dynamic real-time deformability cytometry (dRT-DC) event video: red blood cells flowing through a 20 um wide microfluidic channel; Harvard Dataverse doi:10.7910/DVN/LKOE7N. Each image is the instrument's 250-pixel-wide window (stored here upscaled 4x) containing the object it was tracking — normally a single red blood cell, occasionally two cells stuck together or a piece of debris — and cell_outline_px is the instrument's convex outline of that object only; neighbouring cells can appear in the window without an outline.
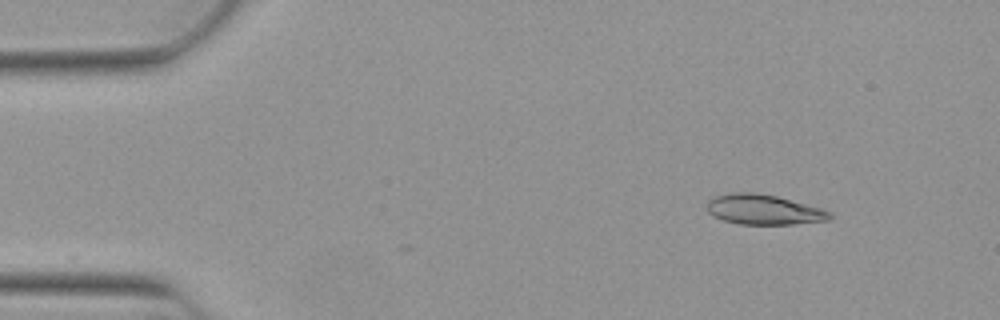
{"species": "Egyptian fruit bat (a non-hibernating species)", "species_latin": "Rousettus aegyptiacus", "temperature_condition": "warm", "stored_images_in_passage": 52, "camera_frame_rate_fps": 3000, "um_per_image_px": 0.085, "animal": {"sex": "female"}, "frame": {"image": 1, "passage_image": 6, "time_ms": 1.667, "image_size_px": [1000, 320], "cell_outline_px": [[832, 216], [828, 220], [792, 224], [736, 224], [712, 216], [708, 212], [708, 200], [712, 196], [732, 192], [756, 192], [776, 196], [820, 208], [832, 212]], "centroid_in_image_um": [64.87, 17.81], "position_along_channel_um": 20.1, "area_um2": 21.5}}
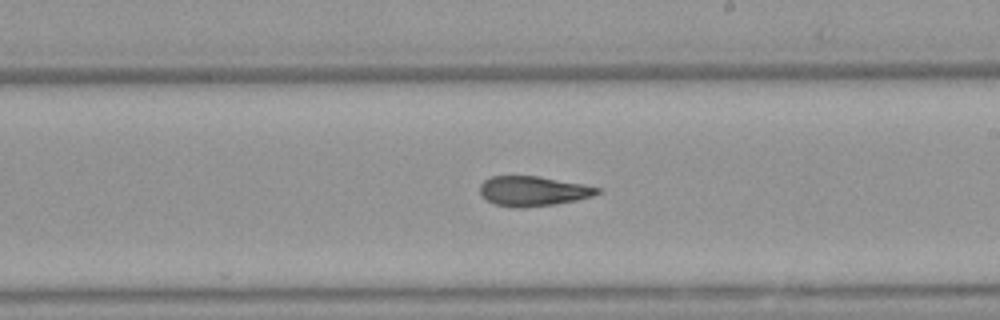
{"frame": {"image": 2, "passage_image": 30, "time_ms": 9.667, "image_size_px": [1000, 320], "cell_outline_px": [[600, 192], [592, 196], [576, 200], [556, 204], [516, 208], [496, 204], [488, 200], [480, 192], [480, 184], [484, 180], [492, 176], [540, 176], [584, 184], [600, 188]], "centroid_in_image_um": [45.33, 16.23], "position_along_channel_um": 243.7, "area_um2": 20.29}}
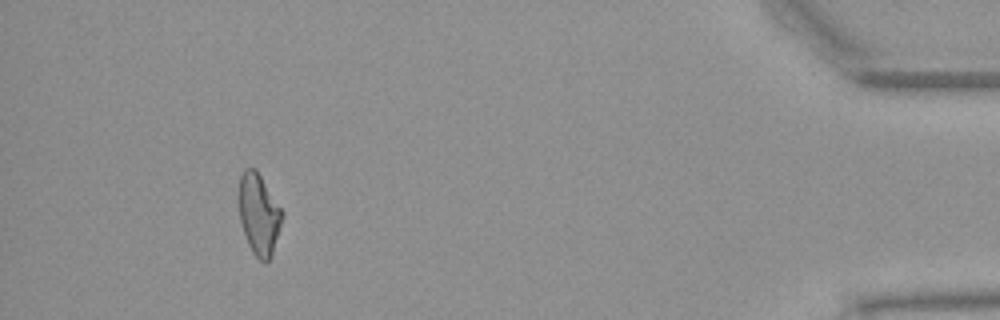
{"frame": {"image": 3, "passage_image": 48, "time_ms": 15.667, "image_size_px": [1000, 320], "cell_outline_px": [[284, 216], [268, 264], [264, 264], [252, 252], [248, 244], [240, 224], [240, 176], [244, 168], [256, 168], [284, 212]], "centroid_in_image_um": [22.02, 18.22], "position_along_channel_um": 413.2, "area_um2": 20.46}, "authors_computed_cell_mechanics": {"area_um2": 21.1548, "velocity_mm_per_s": 3.9014, "shape_relaxation_time_tau1_ms": 7.3843, "shape_relaxation_time_tau2_ms": 3.117, "deformation_change_tau1": 0.24, "deformation_change_tau2": 0.1254}}